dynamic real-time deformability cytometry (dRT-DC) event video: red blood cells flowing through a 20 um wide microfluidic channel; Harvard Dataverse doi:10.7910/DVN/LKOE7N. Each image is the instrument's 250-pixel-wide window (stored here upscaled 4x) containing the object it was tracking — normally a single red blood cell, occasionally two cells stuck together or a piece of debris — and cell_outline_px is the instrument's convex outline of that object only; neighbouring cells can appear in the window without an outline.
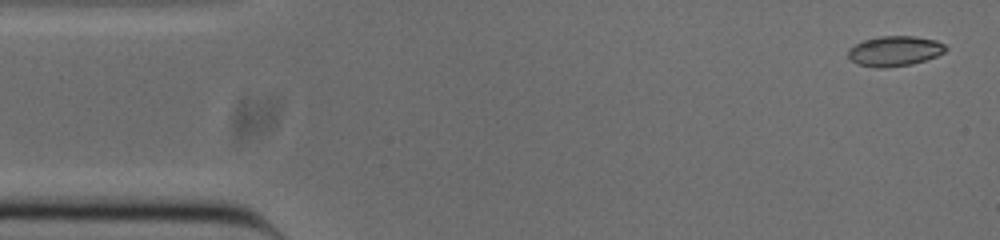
{"species": "common noctule bat (a hibernating species)", "species_latin": "Nyctalus noctula", "temperature_condition": "cold", "stored_images_in_passage": 52, "camera_frame_rate_fps": 3000, "um_per_image_px": 0.085, "animal": {"sex": "male", "body_mass_g": 20.0, "forearm_length_mm": 53.3}, "frame": {"image": 1, "passage_image": 2, "time_ms": 0.333, "image_size_px": [1000, 240], "cell_outline_px": [[948, 48], [944, 52], [936, 56], [912, 64], [888, 68], [876, 68], [860, 64], [852, 60], [848, 56], [848, 52], [856, 44], [864, 40], [880, 36], [912, 36], [936, 40], [944, 44]], "centroid_in_image_um": [76.08, 4.34], "position_along_channel_um": 8.9, "area_um2": 16.94}}
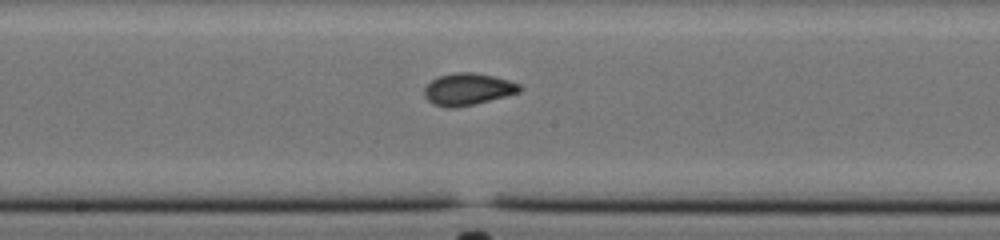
{"frame": {"image": 2, "passage_image": 26, "time_ms": 8.333, "image_size_px": [1000, 240], "cell_outline_px": [[524, 88], [520, 92], [456, 108], [444, 108], [432, 104], [424, 96], [424, 88], [432, 80], [440, 76], [456, 72], [472, 72], [492, 76], [508, 80], [520, 84]], "centroid_in_image_um": [39.75, 7.59], "position_along_channel_um": 208.5, "area_um2": 17.63}}
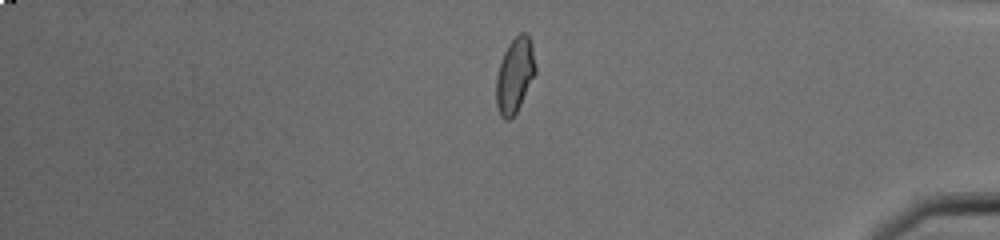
{"frame": {"image": 3, "passage_image": 43, "time_ms": 14.0, "image_size_px": [1000, 240], "cell_outline_px": [[536, 72], [516, 112], [508, 120], [504, 120], [500, 116], [496, 104], [496, 76], [504, 52], [508, 44], [520, 32], [524, 32], [528, 36], [532, 44], [536, 68]], "centroid_in_image_um": [43.75, 6.39], "position_along_channel_um": 391.5, "area_um2": 16.99}, "authors_computed_cell_mechanics": {"area_um2": 16.9932, "velocity_mm_per_s": 3.8479, "shape_relaxation_time_tau1_ms": 3.6462, "shape_relaxation_time_tau2_ms": 0.9984, "deformation_change_tau1": 0.1361, "deformation_change_tau2": 0.0511}}